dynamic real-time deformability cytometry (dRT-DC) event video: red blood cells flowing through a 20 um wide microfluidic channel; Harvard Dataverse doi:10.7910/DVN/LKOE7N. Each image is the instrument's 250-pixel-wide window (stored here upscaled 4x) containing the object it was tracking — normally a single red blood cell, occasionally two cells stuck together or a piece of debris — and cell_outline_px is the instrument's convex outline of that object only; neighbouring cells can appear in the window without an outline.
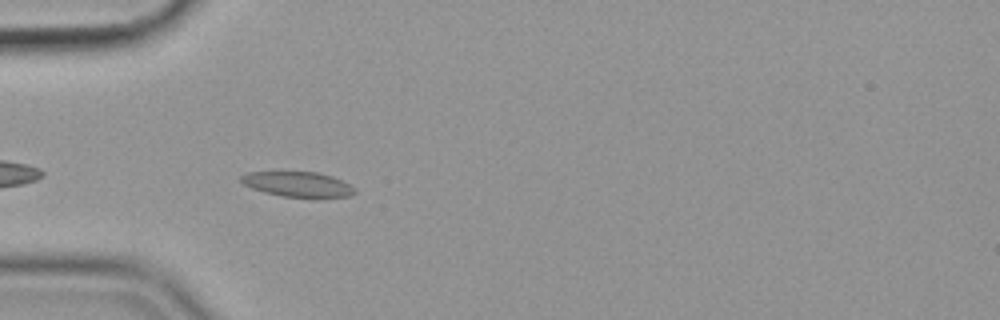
{"species": "common noctule bat (a hibernating species)", "species_latin": "Nyctalus noctula", "temperature_condition": "cold", "stored_images_in_passage": 43, "camera_frame_rate_fps": 3000, "um_per_image_px": 0.085, "animal": {"sex": "female", "body_mass_g": 19.9}, "frame": {"image": 1, "passage_image": 4, "time_ms": 1.0, "image_size_px": [1000, 320], "cell_outline_px": [[356, 192], [348, 196], [316, 200], [280, 196], [264, 192], [252, 188], [244, 184], [240, 180], [240, 176], [248, 172], [316, 172], [332, 176], [356, 188]], "centroid_in_image_um": [25.36, 15.71], "position_along_channel_um": 59.6, "area_um2": 17.17}}
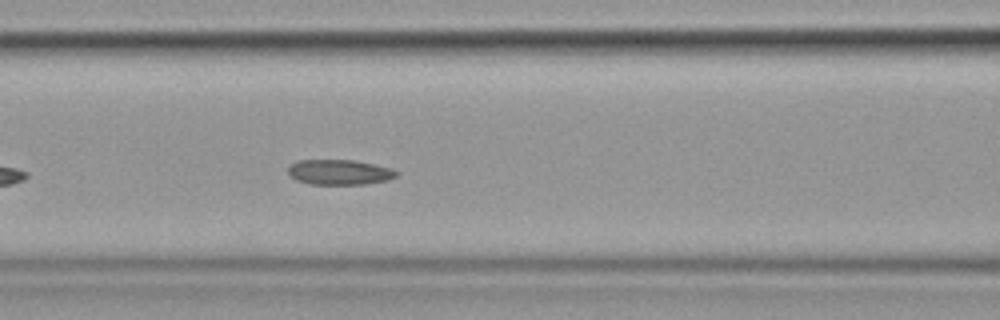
{"frame": {"image": 2, "passage_image": 11, "time_ms": 3.333, "image_size_px": [1000, 320], "cell_outline_px": [[400, 172], [396, 176], [388, 180], [364, 184], [308, 184], [296, 180], [288, 176], [288, 168], [296, 160], [356, 160], [392, 168]], "centroid_in_image_um": [28.85, 14.63], "position_along_channel_um": 137.8, "area_um2": 16.07}}
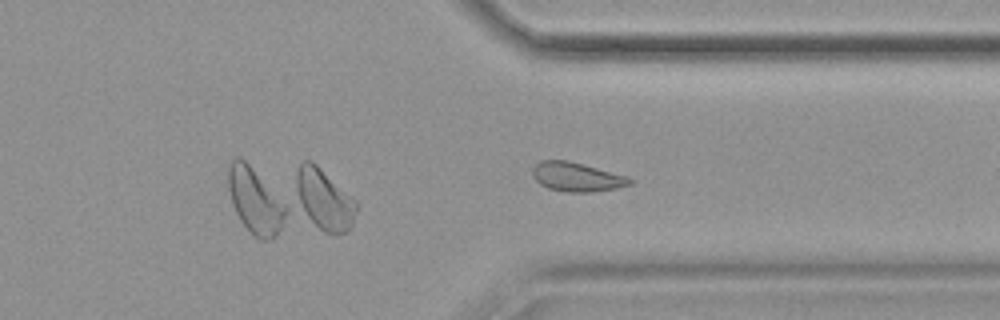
{"frame": {"image": 3, "passage_image": 30, "time_ms": 9.667, "image_size_px": [1000, 320], "cell_outline_px": [[636, 180], [632, 184], [616, 188], [588, 192], [568, 192], [548, 188], [540, 184], [532, 176], [532, 168], [540, 160], [568, 160], [628, 176]], "centroid_in_image_um": [49.04, 15.03], "position_along_channel_um": 362.4, "area_um2": 16.59}, "authors_computed_cell_mechanics": {"area_um2": 16.5886, "velocity_mm_per_s": 3.543, "shape_relaxation_time_tau1_ms": null, "shape_relaxation_time_tau2_ms": 5.4234, "deformation_change_tau1": null, "deformation_change_tau2": 0.1048}}